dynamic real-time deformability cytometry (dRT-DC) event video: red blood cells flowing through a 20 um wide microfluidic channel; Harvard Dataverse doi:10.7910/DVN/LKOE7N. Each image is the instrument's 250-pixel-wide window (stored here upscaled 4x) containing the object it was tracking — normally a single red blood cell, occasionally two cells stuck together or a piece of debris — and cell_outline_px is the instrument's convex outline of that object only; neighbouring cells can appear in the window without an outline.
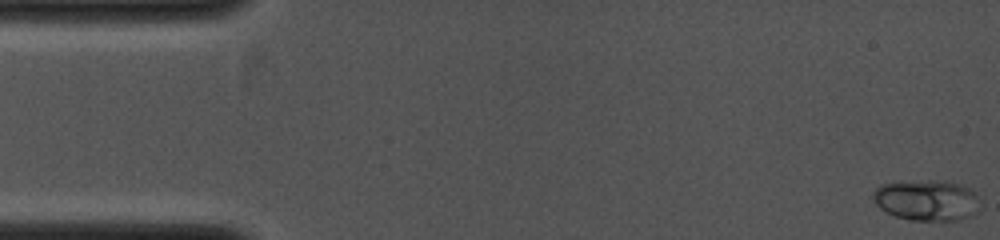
{"species": "common noctule bat (a hibernating species)", "species_latin": "Nyctalus noctula", "temperature_condition": "cold", "stored_images_in_passage": 8, "camera_frame_rate_fps": 4000, "um_per_image_px": 0.085, "animal": {"sex": "female", "body_mass_g": 19.0, "forearm_length_mm": 53.3}, "frame": {"image": 1, "passage_image": 1, "time_ms": 0.0, "image_size_px": [1000, 240], "cell_outline_px": [[980, 208], [972, 216], [960, 220], [908, 220], [896, 216], [880, 208], [872, 200], [872, 192], [880, 184], [928, 180], [944, 180], [960, 184], [972, 188], [976, 192]], "centroid_in_image_um": [78.81, 17.01], "position_along_channel_um": 6.2, "area_um2": 25.78}}
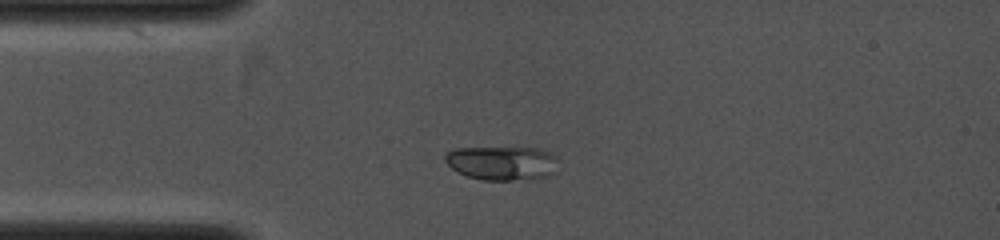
{"frame": {"image": 2, "passage_image": 4, "time_ms": 2.75, "image_size_px": [1000, 240], "cell_outline_px": [[560, 160], [548, 176], [512, 180], [484, 180], [468, 176], [452, 168], [444, 160], [444, 156], [448, 152], [456, 148], [536, 148], [548, 152], [556, 156]], "centroid_in_image_um": [42.66, 13.85], "position_along_channel_um": 42.3, "area_um2": 22.08}}
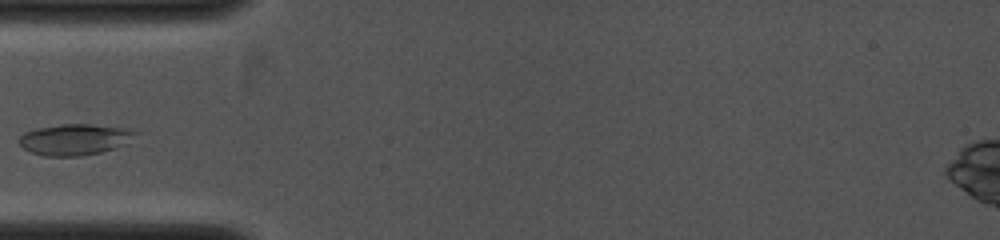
{"frame": {"image": 3, "passage_image": 5, "time_ms": 3.75, "image_size_px": [1000, 240], "cell_outline_px": [[140, 132], [128, 144], [100, 152], [80, 156], [44, 156], [32, 152], [24, 148], [20, 144], [20, 136], [24, 132], [36, 128], [60, 124], [92, 124], [124, 128]], "centroid_in_image_um": [6.39, 11.85], "position_along_channel_um": 78.6, "area_um2": 21.15}}